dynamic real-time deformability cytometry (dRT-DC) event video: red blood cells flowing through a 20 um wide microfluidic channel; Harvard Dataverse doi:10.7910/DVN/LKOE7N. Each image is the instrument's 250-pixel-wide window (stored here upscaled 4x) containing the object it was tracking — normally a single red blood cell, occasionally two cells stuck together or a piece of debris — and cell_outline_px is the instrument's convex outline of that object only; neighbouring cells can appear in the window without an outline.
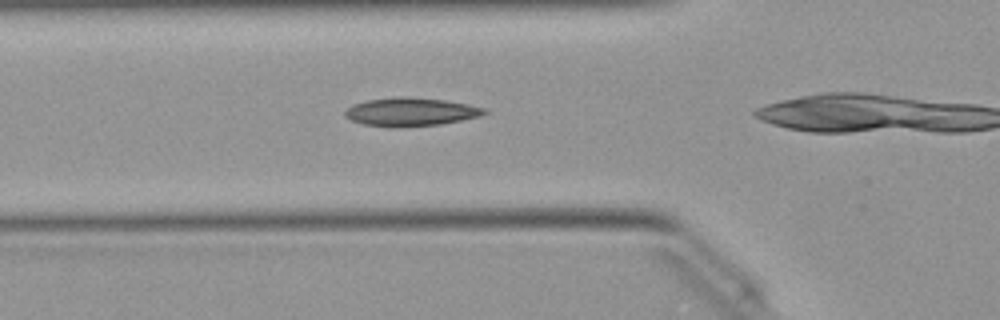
{"species": "Egyptian fruit bat (a non-hibernating species)", "species_latin": "Rousettus aegyptiacus", "temperature_condition": "warm", "stored_images_in_passage": 24, "camera_frame_rate_fps": 3000, "um_per_image_px": 0.085, "animal": {"sex": "female"}, "frame": {"image": 1, "passage_image": 2, "time_ms": 0.333, "image_size_px": [1000, 320], "cell_outline_px": [[488, 112], [480, 116], [440, 124], [404, 128], [388, 128], [364, 124], [352, 120], [344, 116], [344, 112], [352, 104], [368, 100], [396, 96], [408, 96], [444, 100], [468, 104], [484, 108]], "centroid_in_image_um": [34.88, 9.52], "position_along_channel_um": 90.9, "area_um2": 23.29}}
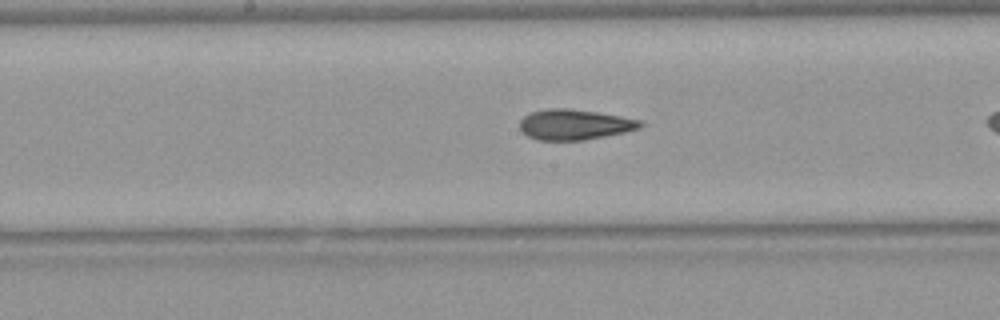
{"frame": {"image": 2, "passage_image": 10, "time_ms": 3.0, "image_size_px": [1000, 320], "cell_outline_px": [[644, 124], [640, 128], [624, 132], [584, 140], [536, 140], [520, 132], [520, 120], [524, 116], [532, 112], [552, 108], [568, 108], [596, 112], [620, 116], [640, 120]], "centroid_in_image_um": [48.81, 10.59], "position_along_channel_um": 199.4, "area_um2": 21.27}}
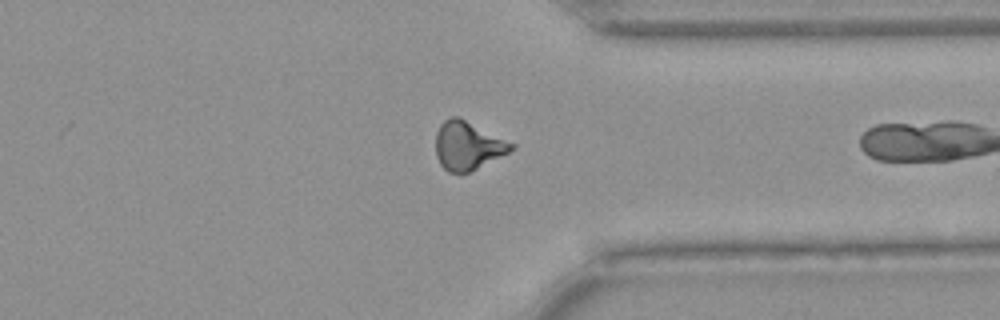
{"frame": {"image": 3, "passage_image": 23, "time_ms": 7.333, "image_size_px": [1000, 320], "cell_outline_px": [[516, 148], [468, 172], [448, 172], [440, 164], [436, 156], [436, 132], [440, 124], [444, 120], [452, 116], [460, 116], [516, 144]], "centroid_in_image_um": [39.75, 12.34], "position_along_channel_um": 371.6, "area_um2": 21.33}}